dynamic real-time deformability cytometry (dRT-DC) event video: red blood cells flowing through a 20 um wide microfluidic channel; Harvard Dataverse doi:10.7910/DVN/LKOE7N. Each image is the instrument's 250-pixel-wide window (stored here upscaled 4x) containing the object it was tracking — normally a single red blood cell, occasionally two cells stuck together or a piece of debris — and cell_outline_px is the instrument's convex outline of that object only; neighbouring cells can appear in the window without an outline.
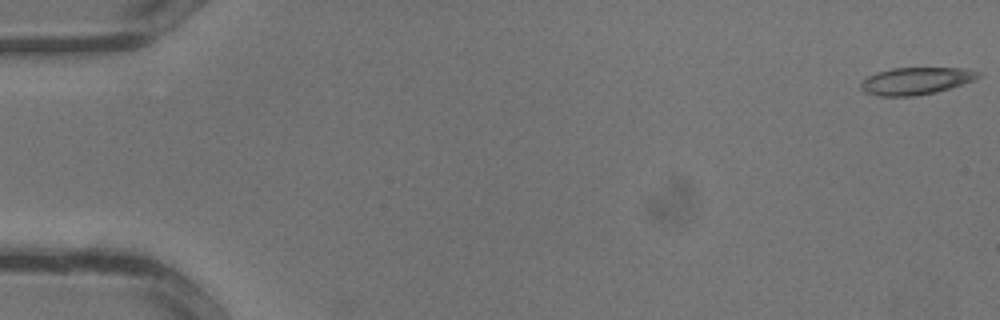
{"species": "common noctule bat (a hibernating species)", "species_latin": "Nyctalus noctula", "temperature_condition": "warm", "stored_images_in_passage": 17, "camera_frame_rate_fps": 3000, "um_per_image_px": 0.085, "animal": {"sex": "male", "body_mass_g": 13.3}, "frame": {"image": 1, "passage_image": 1, "time_ms": 0.0, "image_size_px": [1000, 320], "cell_outline_px": [[980, 76], [972, 80], [936, 92], [916, 96], [880, 96], [864, 92], [860, 88], [860, 84], [868, 76], [876, 72], [892, 68], [964, 68], [980, 72]], "centroid_in_image_um": [77.81, 6.88], "position_along_channel_um": 7.2, "area_um2": 18.44}}
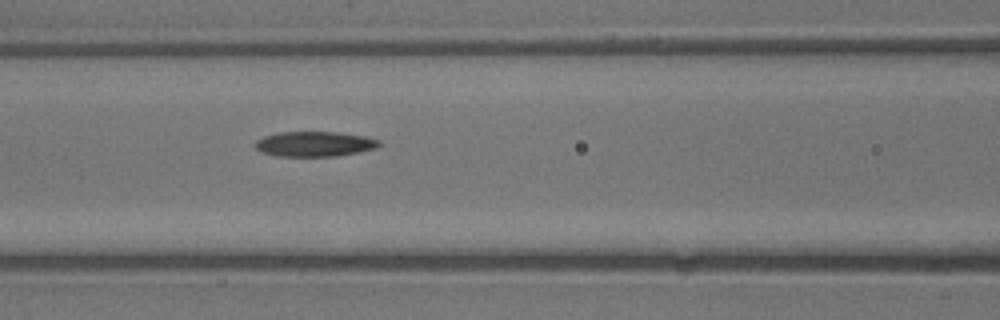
{"frame": {"image": 2, "passage_image": 15, "time_ms": 4.667, "image_size_px": [1000, 320], "cell_outline_px": [[384, 144], [376, 148], [360, 152], [336, 156], [276, 156], [260, 152], [256, 148], [256, 140], [264, 136], [280, 132], [336, 132], [364, 136], [380, 140]], "centroid_in_image_um": [26.77, 12.24], "position_along_channel_um": 139.8, "area_um2": 18.21}}
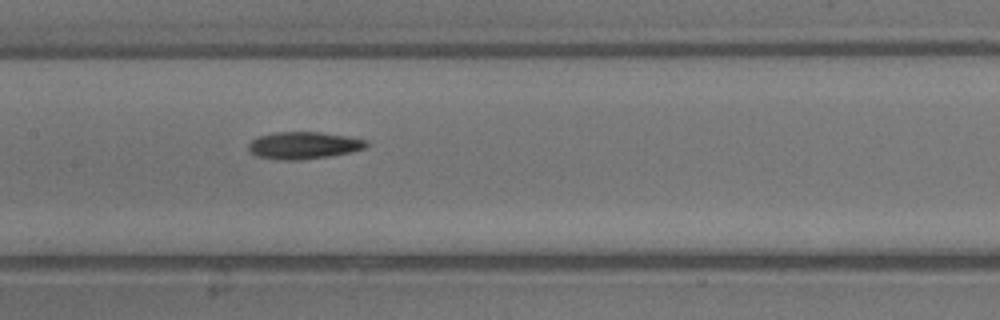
{"frame": {"image": 3, "passage_image": 17, "time_ms": 5.333, "image_size_px": [1000, 320], "cell_outline_px": [[368, 144], [364, 148], [348, 152], [328, 156], [300, 160], [280, 160], [256, 156], [248, 152], [248, 144], [252, 140], [260, 136], [276, 132], [320, 132], [352, 136], [368, 140]], "centroid_in_image_um": [25.8, 12.35], "position_along_channel_um": 181.6, "area_um2": 18.73}}